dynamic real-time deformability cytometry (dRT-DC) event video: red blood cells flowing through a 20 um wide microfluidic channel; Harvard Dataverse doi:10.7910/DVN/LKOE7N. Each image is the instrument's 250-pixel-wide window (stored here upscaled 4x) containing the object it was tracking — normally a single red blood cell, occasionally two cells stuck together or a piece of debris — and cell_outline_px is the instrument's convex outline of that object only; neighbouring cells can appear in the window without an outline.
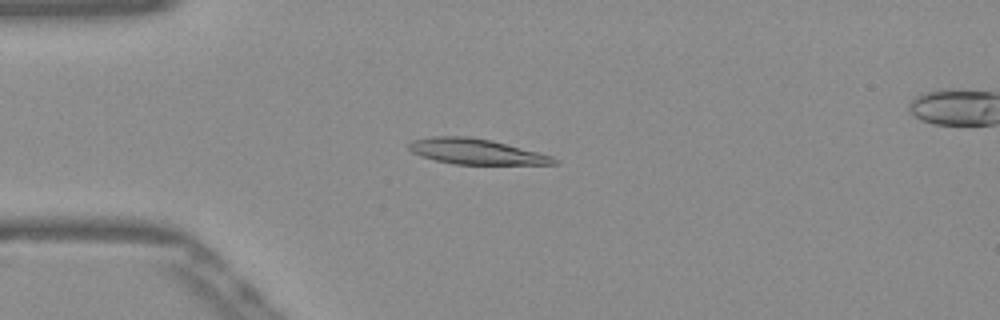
{"species": "Egyptian fruit bat (a non-hibernating species)", "species_latin": "Rousettus aegyptiacus", "temperature_condition": "warm", "stored_images_in_passage": 53, "segment_of_instrument_passage": [1, 2], "camera_frame_rate_fps": 3000, "um_per_image_px": 0.085, "frame": {"image": 1, "passage_image": 13, "time_ms": 4.0, "image_size_px": [1000, 320], "cell_outline_px": [[560, 160], [556, 164], [452, 164], [420, 156], [412, 152], [408, 148], [408, 144], [412, 140], [432, 136], [468, 136], [492, 140], [552, 156]], "centroid_in_image_um": [40.44, 12.87], "position_along_channel_um": 44.6, "area_um2": 21.5}}
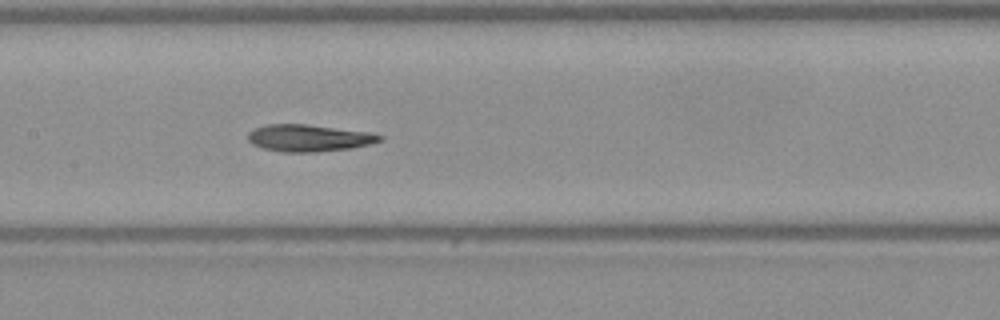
{"frame": {"image": 2, "passage_image": 25, "time_ms": 8.0, "image_size_px": [1000, 320], "cell_outline_px": [[384, 140], [352, 148], [316, 152], [280, 152], [264, 148], [252, 144], [248, 140], [248, 132], [256, 128], [268, 124], [304, 124], [368, 132], [384, 136]], "centroid_in_image_um": [26.25, 11.74], "position_along_channel_um": 181.2, "area_um2": 20.58}}
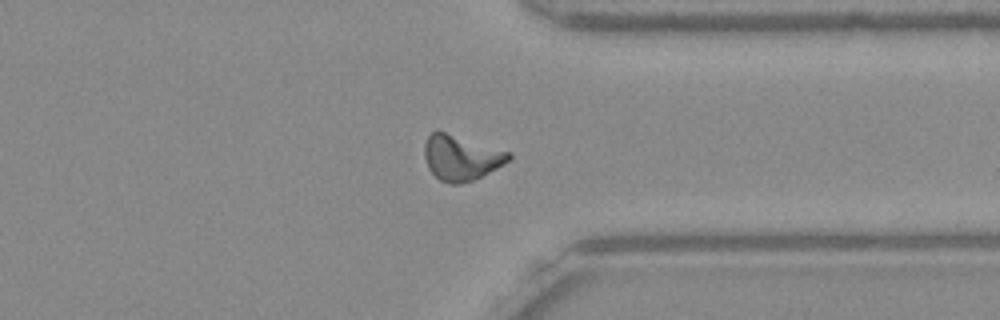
{"frame": {"image": 3, "passage_image": 40, "time_ms": 13.0, "image_size_px": [1000, 320], "cell_outline_px": [[512, 156], [504, 164], [472, 180], [460, 184], [452, 184], [440, 180], [428, 168], [424, 156], [424, 144], [428, 136], [432, 132], [444, 132], [512, 152]], "centroid_in_image_um": [39.19, 13.4], "position_along_channel_um": 372.2, "area_um2": 21.85}}